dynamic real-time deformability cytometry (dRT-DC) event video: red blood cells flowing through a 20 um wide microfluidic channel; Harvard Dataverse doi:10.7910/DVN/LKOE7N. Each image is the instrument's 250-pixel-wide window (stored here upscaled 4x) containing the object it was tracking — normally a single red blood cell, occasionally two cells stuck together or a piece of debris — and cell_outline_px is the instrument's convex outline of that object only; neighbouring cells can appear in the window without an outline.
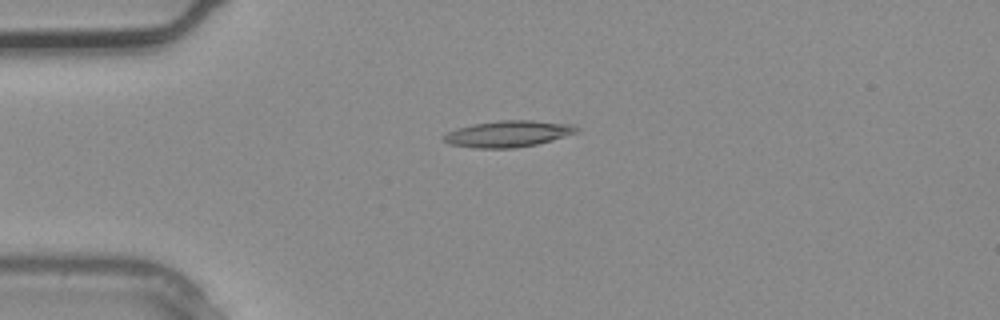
{"species": "common noctule bat (a hibernating species)", "species_latin": "Nyctalus noctula", "temperature_condition": "warm", "stored_images_in_passage": 2, "camera_frame_rate_fps": 3000, "um_per_image_px": 0.085, "animal": {"sex": "male", "body_mass_g": 20.4}, "frame": {"image": 1, "passage_image": 2, "time_ms": 0.333, "image_size_px": [1000, 320], "cell_outline_px": [[580, 132], [552, 140], [536, 144], [512, 148], [476, 148], [448, 144], [440, 136], [456, 128], [472, 124], [500, 120], [532, 120], [572, 124], [580, 128]], "centroid_in_image_um": [43.19, 11.37], "position_along_channel_um": 41.8, "area_um2": 20.58}}